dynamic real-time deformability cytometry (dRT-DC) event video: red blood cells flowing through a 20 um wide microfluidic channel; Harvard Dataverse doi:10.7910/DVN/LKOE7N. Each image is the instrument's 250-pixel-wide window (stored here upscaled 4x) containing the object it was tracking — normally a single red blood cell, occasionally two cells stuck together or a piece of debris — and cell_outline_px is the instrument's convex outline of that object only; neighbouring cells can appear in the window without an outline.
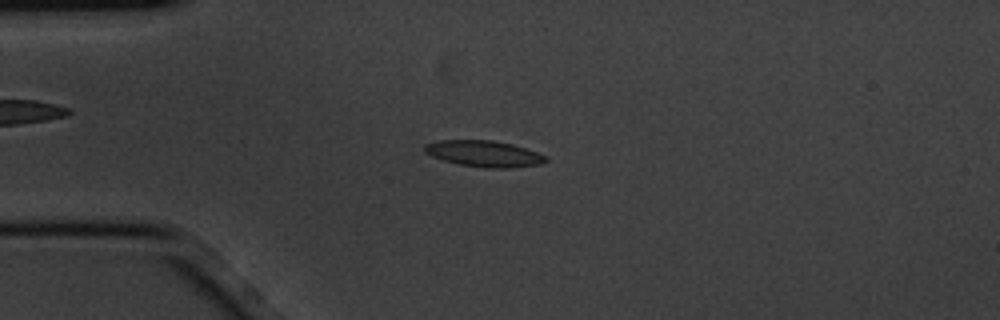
{"species": "common noctule bat (a hibernating species)", "species_latin": "Nyctalus noctula", "temperature_condition": "cold", "stored_images_in_passage": 2, "camera_frame_rate_fps": 3000, "um_per_image_px": 0.085, "animal": {"sex": "male", "body_mass_g": 20.1, "forearm_length_mm": 53.5}, "frame": {"image": 1, "passage_image": 2, "time_ms": 0.333, "image_size_px": [1000, 320], "cell_outline_px": [[548, 160], [540, 164], [512, 168], [488, 168], [460, 164], [444, 160], [432, 156], [424, 152], [424, 144], [440, 140], [492, 140], [512, 144], [536, 152], [544, 156]], "centroid_in_image_um": [41.12, 13.06], "position_along_channel_um": 43.9, "area_um2": 18.32}}